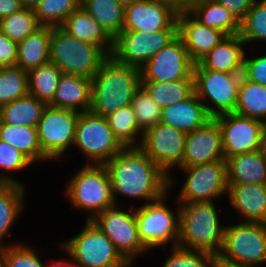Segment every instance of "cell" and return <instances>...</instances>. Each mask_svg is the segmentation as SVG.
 <instances>
[{
	"mask_svg": "<svg viewBox=\"0 0 266 267\" xmlns=\"http://www.w3.org/2000/svg\"><path fill=\"white\" fill-rule=\"evenodd\" d=\"M105 166L115 205L122 206L121 200L126 198L132 202L130 206L136 207L134 200L142 201L141 206L169 192V177L139 147L124 148Z\"/></svg>",
	"mask_w": 266,
	"mask_h": 267,
	"instance_id": "cell-1",
	"label": "cell"
},
{
	"mask_svg": "<svg viewBox=\"0 0 266 267\" xmlns=\"http://www.w3.org/2000/svg\"><path fill=\"white\" fill-rule=\"evenodd\" d=\"M141 86L140 69L108 56L92 77L90 111L103 117L132 103Z\"/></svg>",
	"mask_w": 266,
	"mask_h": 267,
	"instance_id": "cell-2",
	"label": "cell"
},
{
	"mask_svg": "<svg viewBox=\"0 0 266 267\" xmlns=\"http://www.w3.org/2000/svg\"><path fill=\"white\" fill-rule=\"evenodd\" d=\"M219 206L218 201L179 204L177 246L218 256L223 246L226 226L221 217L225 213L219 211Z\"/></svg>",
	"mask_w": 266,
	"mask_h": 267,
	"instance_id": "cell-3",
	"label": "cell"
},
{
	"mask_svg": "<svg viewBox=\"0 0 266 267\" xmlns=\"http://www.w3.org/2000/svg\"><path fill=\"white\" fill-rule=\"evenodd\" d=\"M79 164L77 171L65 180L62 194L63 199L71 204V209L83 212L85 220L90 221L115 206L111 179L105 165Z\"/></svg>",
	"mask_w": 266,
	"mask_h": 267,
	"instance_id": "cell-4",
	"label": "cell"
},
{
	"mask_svg": "<svg viewBox=\"0 0 266 267\" xmlns=\"http://www.w3.org/2000/svg\"><path fill=\"white\" fill-rule=\"evenodd\" d=\"M170 195L169 191L156 201L135 207L139 238L151 253L156 248H169L178 244L179 203L176 198L170 200ZM170 201L174 202L175 208L170 207Z\"/></svg>",
	"mask_w": 266,
	"mask_h": 267,
	"instance_id": "cell-5",
	"label": "cell"
},
{
	"mask_svg": "<svg viewBox=\"0 0 266 267\" xmlns=\"http://www.w3.org/2000/svg\"><path fill=\"white\" fill-rule=\"evenodd\" d=\"M83 222L76 235L59 240L77 267H132L92 220Z\"/></svg>",
	"mask_w": 266,
	"mask_h": 267,
	"instance_id": "cell-6",
	"label": "cell"
},
{
	"mask_svg": "<svg viewBox=\"0 0 266 267\" xmlns=\"http://www.w3.org/2000/svg\"><path fill=\"white\" fill-rule=\"evenodd\" d=\"M49 56L50 62L62 73L89 79H92L101 63L108 57L98 46L69 35L61 27H52Z\"/></svg>",
	"mask_w": 266,
	"mask_h": 267,
	"instance_id": "cell-7",
	"label": "cell"
},
{
	"mask_svg": "<svg viewBox=\"0 0 266 267\" xmlns=\"http://www.w3.org/2000/svg\"><path fill=\"white\" fill-rule=\"evenodd\" d=\"M235 222L225 223L223 246L217 257L240 266H266V224Z\"/></svg>",
	"mask_w": 266,
	"mask_h": 267,
	"instance_id": "cell-8",
	"label": "cell"
},
{
	"mask_svg": "<svg viewBox=\"0 0 266 267\" xmlns=\"http://www.w3.org/2000/svg\"><path fill=\"white\" fill-rule=\"evenodd\" d=\"M124 148L106 117L91 111L79 113L73 149L86 158L83 164L105 165Z\"/></svg>",
	"mask_w": 266,
	"mask_h": 267,
	"instance_id": "cell-9",
	"label": "cell"
},
{
	"mask_svg": "<svg viewBox=\"0 0 266 267\" xmlns=\"http://www.w3.org/2000/svg\"><path fill=\"white\" fill-rule=\"evenodd\" d=\"M184 173L182 184L177 191L176 201L179 204L221 201L227 199L228 179L226 161L219 160L193 167L177 169ZM184 182V183H183Z\"/></svg>",
	"mask_w": 266,
	"mask_h": 267,
	"instance_id": "cell-10",
	"label": "cell"
},
{
	"mask_svg": "<svg viewBox=\"0 0 266 267\" xmlns=\"http://www.w3.org/2000/svg\"><path fill=\"white\" fill-rule=\"evenodd\" d=\"M92 221L132 267L137 265L138 258L140 260L142 255L150 253L138 235L135 207L115 205L99 213Z\"/></svg>",
	"mask_w": 266,
	"mask_h": 267,
	"instance_id": "cell-11",
	"label": "cell"
},
{
	"mask_svg": "<svg viewBox=\"0 0 266 267\" xmlns=\"http://www.w3.org/2000/svg\"><path fill=\"white\" fill-rule=\"evenodd\" d=\"M241 77L242 73L212 71L194 63V93L212 118L235 111Z\"/></svg>",
	"mask_w": 266,
	"mask_h": 267,
	"instance_id": "cell-12",
	"label": "cell"
},
{
	"mask_svg": "<svg viewBox=\"0 0 266 267\" xmlns=\"http://www.w3.org/2000/svg\"><path fill=\"white\" fill-rule=\"evenodd\" d=\"M184 131L158 123L143 133L139 148L169 177V191L178 187L175 173L183 162L185 137ZM174 170V171H173ZM174 176V177H173Z\"/></svg>",
	"mask_w": 266,
	"mask_h": 267,
	"instance_id": "cell-13",
	"label": "cell"
},
{
	"mask_svg": "<svg viewBox=\"0 0 266 267\" xmlns=\"http://www.w3.org/2000/svg\"><path fill=\"white\" fill-rule=\"evenodd\" d=\"M78 116L79 112L70 109L45 108L37 125V134L42 152L52 163L64 160L73 151Z\"/></svg>",
	"mask_w": 266,
	"mask_h": 267,
	"instance_id": "cell-14",
	"label": "cell"
},
{
	"mask_svg": "<svg viewBox=\"0 0 266 267\" xmlns=\"http://www.w3.org/2000/svg\"><path fill=\"white\" fill-rule=\"evenodd\" d=\"M178 36V29L157 32L122 31L113 40L111 56L119 63L142 67Z\"/></svg>",
	"mask_w": 266,
	"mask_h": 267,
	"instance_id": "cell-15",
	"label": "cell"
},
{
	"mask_svg": "<svg viewBox=\"0 0 266 267\" xmlns=\"http://www.w3.org/2000/svg\"><path fill=\"white\" fill-rule=\"evenodd\" d=\"M222 132L225 160L238 154L261 150L265 123L239 114L226 113L214 117Z\"/></svg>",
	"mask_w": 266,
	"mask_h": 267,
	"instance_id": "cell-16",
	"label": "cell"
},
{
	"mask_svg": "<svg viewBox=\"0 0 266 267\" xmlns=\"http://www.w3.org/2000/svg\"><path fill=\"white\" fill-rule=\"evenodd\" d=\"M180 7L172 0H135L125 6L123 31L157 32L178 29Z\"/></svg>",
	"mask_w": 266,
	"mask_h": 267,
	"instance_id": "cell-17",
	"label": "cell"
},
{
	"mask_svg": "<svg viewBox=\"0 0 266 267\" xmlns=\"http://www.w3.org/2000/svg\"><path fill=\"white\" fill-rule=\"evenodd\" d=\"M193 67L183 40L177 36L139 69L141 81L171 82L188 79Z\"/></svg>",
	"mask_w": 266,
	"mask_h": 267,
	"instance_id": "cell-18",
	"label": "cell"
},
{
	"mask_svg": "<svg viewBox=\"0 0 266 267\" xmlns=\"http://www.w3.org/2000/svg\"><path fill=\"white\" fill-rule=\"evenodd\" d=\"M219 160H225L222 132L217 121L212 118L204 126L186 134L181 167H193Z\"/></svg>",
	"mask_w": 266,
	"mask_h": 267,
	"instance_id": "cell-19",
	"label": "cell"
},
{
	"mask_svg": "<svg viewBox=\"0 0 266 267\" xmlns=\"http://www.w3.org/2000/svg\"><path fill=\"white\" fill-rule=\"evenodd\" d=\"M178 36L183 40L190 59L197 63L227 35L197 21L185 8L177 15Z\"/></svg>",
	"mask_w": 266,
	"mask_h": 267,
	"instance_id": "cell-20",
	"label": "cell"
},
{
	"mask_svg": "<svg viewBox=\"0 0 266 267\" xmlns=\"http://www.w3.org/2000/svg\"><path fill=\"white\" fill-rule=\"evenodd\" d=\"M228 208L236 211V221L266 224V184H228ZM239 216V217H238ZM238 217V218H237Z\"/></svg>",
	"mask_w": 266,
	"mask_h": 267,
	"instance_id": "cell-21",
	"label": "cell"
},
{
	"mask_svg": "<svg viewBox=\"0 0 266 267\" xmlns=\"http://www.w3.org/2000/svg\"><path fill=\"white\" fill-rule=\"evenodd\" d=\"M27 188L16 183H0V243L4 245L22 242L18 239L14 242L10 237L17 221L22 220L19 217H23L27 208Z\"/></svg>",
	"mask_w": 266,
	"mask_h": 267,
	"instance_id": "cell-22",
	"label": "cell"
},
{
	"mask_svg": "<svg viewBox=\"0 0 266 267\" xmlns=\"http://www.w3.org/2000/svg\"><path fill=\"white\" fill-rule=\"evenodd\" d=\"M211 119L203 102L193 92L187 99L162 108L160 122L188 133Z\"/></svg>",
	"mask_w": 266,
	"mask_h": 267,
	"instance_id": "cell-23",
	"label": "cell"
},
{
	"mask_svg": "<svg viewBox=\"0 0 266 267\" xmlns=\"http://www.w3.org/2000/svg\"><path fill=\"white\" fill-rule=\"evenodd\" d=\"M247 46L239 34L226 36L197 63L203 69L227 73H243Z\"/></svg>",
	"mask_w": 266,
	"mask_h": 267,
	"instance_id": "cell-24",
	"label": "cell"
},
{
	"mask_svg": "<svg viewBox=\"0 0 266 267\" xmlns=\"http://www.w3.org/2000/svg\"><path fill=\"white\" fill-rule=\"evenodd\" d=\"M92 79L62 73L52 103L54 108L70 109L79 113L90 111Z\"/></svg>",
	"mask_w": 266,
	"mask_h": 267,
	"instance_id": "cell-25",
	"label": "cell"
},
{
	"mask_svg": "<svg viewBox=\"0 0 266 267\" xmlns=\"http://www.w3.org/2000/svg\"><path fill=\"white\" fill-rule=\"evenodd\" d=\"M61 28L83 42L98 46L107 56H111L113 39L81 6L65 20Z\"/></svg>",
	"mask_w": 266,
	"mask_h": 267,
	"instance_id": "cell-26",
	"label": "cell"
},
{
	"mask_svg": "<svg viewBox=\"0 0 266 267\" xmlns=\"http://www.w3.org/2000/svg\"><path fill=\"white\" fill-rule=\"evenodd\" d=\"M197 21L227 36L239 34L240 21L215 0H191L184 7Z\"/></svg>",
	"mask_w": 266,
	"mask_h": 267,
	"instance_id": "cell-27",
	"label": "cell"
},
{
	"mask_svg": "<svg viewBox=\"0 0 266 267\" xmlns=\"http://www.w3.org/2000/svg\"><path fill=\"white\" fill-rule=\"evenodd\" d=\"M225 161L228 184H266V161L261 150L234 155Z\"/></svg>",
	"mask_w": 266,
	"mask_h": 267,
	"instance_id": "cell-28",
	"label": "cell"
},
{
	"mask_svg": "<svg viewBox=\"0 0 266 267\" xmlns=\"http://www.w3.org/2000/svg\"><path fill=\"white\" fill-rule=\"evenodd\" d=\"M52 27L41 26L17 43L16 66L28 72L50 62L49 41Z\"/></svg>",
	"mask_w": 266,
	"mask_h": 267,
	"instance_id": "cell-29",
	"label": "cell"
},
{
	"mask_svg": "<svg viewBox=\"0 0 266 267\" xmlns=\"http://www.w3.org/2000/svg\"><path fill=\"white\" fill-rule=\"evenodd\" d=\"M0 140L21 151L35 165L51 162L39 145L37 127L0 123Z\"/></svg>",
	"mask_w": 266,
	"mask_h": 267,
	"instance_id": "cell-30",
	"label": "cell"
},
{
	"mask_svg": "<svg viewBox=\"0 0 266 267\" xmlns=\"http://www.w3.org/2000/svg\"><path fill=\"white\" fill-rule=\"evenodd\" d=\"M81 7L91 15L114 40L125 22V6L115 0H81Z\"/></svg>",
	"mask_w": 266,
	"mask_h": 267,
	"instance_id": "cell-31",
	"label": "cell"
},
{
	"mask_svg": "<svg viewBox=\"0 0 266 267\" xmlns=\"http://www.w3.org/2000/svg\"><path fill=\"white\" fill-rule=\"evenodd\" d=\"M47 105L28 94L0 107V123L37 127Z\"/></svg>",
	"mask_w": 266,
	"mask_h": 267,
	"instance_id": "cell-32",
	"label": "cell"
},
{
	"mask_svg": "<svg viewBox=\"0 0 266 267\" xmlns=\"http://www.w3.org/2000/svg\"><path fill=\"white\" fill-rule=\"evenodd\" d=\"M234 112L266 123V86L252 82L242 75Z\"/></svg>",
	"mask_w": 266,
	"mask_h": 267,
	"instance_id": "cell-33",
	"label": "cell"
},
{
	"mask_svg": "<svg viewBox=\"0 0 266 267\" xmlns=\"http://www.w3.org/2000/svg\"><path fill=\"white\" fill-rule=\"evenodd\" d=\"M152 100L164 108L171 104L187 99L194 92L193 74L188 79L165 81H141Z\"/></svg>",
	"mask_w": 266,
	"mask_h": 267,
	"instance_id": "cell-34",
	"label": "cell"
},
{
	"mask_svg": "<svg viewBox=\"0 0 266 267\" xmlns=\"http://www.w3.org/2000/svg\"><path fill=\"white\" fill-rule=\"evenodd\" d=\"M62 72L51 62L27 72L29 94L49 106L54 98Z\"/></svg>",
	"mask_w": 266,
	"mask_h": 267,
	"instance_id": "cell-35",
	"label": "cell"
},
{
	"mask_svg": "<svg viewBox=\"0 0 266 267\" xmlns=\"http://www.w3.org/2000/svg\"><path fill=\"white\" fill-rule=\"evenodd\" d=\"M106 119L115 137L125 148L140 146L143 132L138 126L131 105L121 107L106 116Z\"/></svg>",
	"mask_w": 266,
	"mask_h": 267,
	"instance_id": "cell-36",
	"label": "cell"
},
{
	"mask_svg": "<svg viewBox=\"0 0 266 267\" xmlns=\"http://www.w3.org/2000/svg\"><path fill=\"white\" fill-rule=\"evenodd\" d=\"M239 36L247 48L254 47L255 44L263 47V43L266 44V0L254 1L251 9L240 21Z\"/></svg>",
	"mask_w": 266,
	"mask_h": 267,
	"instance_id": "cell-37",
	"label": "cell"
},
{
	"mask_svg": "<svg viewBox=\"0 0 266 267\" xmlns=\"http://www.w3.org/2000/svg\"><path fill=\"white\" fill-rule=\"evenodd\" d=\"M32 166L37 165L21 151L0 140V183H16L28 187L25 182H22L23 180L15 176V173H18L19 177L24 170L28 171V168Z\"/></svg>",
	"mask_w": 266,
	"mask_h": 267,
	"instance_id": "cell-38",
	"label": "cell"
},
{
	"mask_svg": "<svg viewBox=\"0 0 266 267\" xmlns=\"http://www.w3.org/2000/svg\"><path fill=\"white\" fill-rule=\"evenodd\" d=\"M29 94L27 72L17 66L0 71V107Z\"/></svg>",
	"mask_w": 266,
	"mask_h": 267,
	"instance_id": "cell-39",
	"label": "cell"
},
{
	"mask_svg": "<svg viewBox=\"0 0 266 267\" xmlns=\"http://www.w3.org/2000/svg\"><path fill=\"white\" fill-rule=\"evenodd\" d=\"M80 6L81 0H43L36 7L35 15L41 26L61 27Z\"/></svg>",
	"mask_w": 266,
	"mask_h": 267,
	"instance_id": "cell-40",
	"label": "cell"
},
{
	"mask_svg": "<svg viewBox=\"0 0 266 267\" xmlns=\"http://www.w3.org/2000/svg\"><path fill=\"white\" fill-rule=\"evenodd\" d=\"M40 27L34 9L23 8L0 20V31L17 43Z\"/></svg>",
	"mask_w": 266,
	"mask_h": 267,
	"instance_id": "cell-41",
	"label": "cell"
},
{
	"mask_svg": "<svg viewBox=\"0 0 266 267\" xmlns=\"http://www.w3.org/2000/svg\"><path fill=\"white\" fill-rule=\"evenodd\" d=\"M131 107L143 133L160 123L162 108L152 100L142 86L135 91Z\"/></svg>",
	"mask_w": 266,
	"mask_h": 267,
	"instance_id": "cell-42",
	"label": "cell"
},
{
	"mask_svg": "<svg viewBox=\"0 0 266 267\" xmlns=\"http://www.w3.org/2000/svg\"><path fill=\"white\" fill-rule=\"evenodd\" d=\"M167 250L162 267H211L214 256L208 252L186 249L180 246L162 248Z\"/></svg>",
	"mask_w": 266,
	"mask_h": 267,
	"instance_id": "cell-43",
	"label": "cell"
},
{
	"mask_svg": "<svg viewBox=\"0 0 266 267\" xmlns=\"http://www.w3.org/2000/svg\"><path fill=\"white\" fill-rule=\"evenodd\" d=\"M36 248L32 244L23 242V240L16 244L6 245L5 267H46L47 261H43Z\"/></svg>",
	"mask_w": 266,
	"mask_h": 267,
	"instance_id": "cell-44",
	"label": "cell"
},
{
	"mask_svg": "<svg viewBox=\"0 0 266 267\" xmlns=\"http://www.w3.org/2000/svg\"><path fill=\"white\" fill-rule=\"evenodd\" d=\"M255 47H258L259 49L256 48L251 50L247 48L246 50L242 75L252 82L266 86V49L263 50V52L259 46ZM254 50H259V52L256 51L255 53Z\"/></svg>",
	"mask_w": 266,
	"mask_h": 267,
	"instance_id": "cell-45",
	"label": "cell"
},
{
	"mask_svg": "<svg viewBox=\"0 0 266 267\" xmlns=\"http://www.w3.org/2000/svg\"><path fill=\"white\" fill-rule=\"evenodd\" d=\"M0 59L6 66H16L17 42L0 31Z\"/></svg>",
	"mask_w": 266,
	"mask_h": 267,
	"instance_id": "cell-46",
	"label": "cell"
},
{
	"mask_svg": "<svg viewBox=\"0 0 266 267\" xmlns=\"http://www.w3.org/2000/svg\"><path fill=\"white\" fill-rule=\"evenodd\" d=\"M229 12H231L239 21H241L247 12L251 9L255 0H215Z\"/></svg>",
	"mask_w": 266,
	"mask_h": 267,
	"instance_id": "cell-47",
	"label": "cell"
},
{
	"mask_svg": "<svg viewBox=\"0 0 266 267\" xmlns=\"http://www.w3.org/2000/svg\"><path fill=\"white\" fill-rule=\"evenodd\" d=\"M20 0H0V20L23 9Z\"/></svg>",
	"mask_w": 266,
	"mask_h": 267,
	"instance_id": "cell-48",
	"label": "cell"
},
{
	"mask_svg": "<svg viewBox=\"0 0 266 267\" xmlns=\"http://www.w3.org/2000/svg\"><path fill=\"white\" fill-rule=\"evenodd\" d=\"M58 245V250L60 249V252L61 253H64V255L63 256H65V257H68V258H66L65 260L62 258H60V260H57V259H55L54 260V257L53 258H51L50 257V259L48 260V262L46 263V267H77L75 264H74V262H73V260L71 259V257L59 246V243L57 242V244H56V246ZM53 259V260H52Z\"/></svg>",
	"mask_w": 266,
	"mask_h": 267,
	"instance_id": "cell-49",
	"label": "cell"
},
{
	"mask_svg": "<svg viewBox=\"0 0 266 267\" xmlns=\"http://www.w3.org/2000/svg\"><path fill=\"white\" fill-rule=\"evenodd\" d=\"M211 267H246V266H240V265H235L231 263H227L221 259H219L217 256L214 257L212 266Z\"/></svg>",
	"mask_w": 266,
	"mask_h": 267,
	"instance_id": "cell-50",
	"label": "cell"
},
{
	"mask_svg": "<svg viewBox=\"0 0 266 267\" xmlns=\"http://www.w3.org/2000/svg\"><path fill=\"white\" fill-rule=\"evenodd\" d=\"M43 0H20L22 6L28 9H36Z\"/></svg>",
	"mask_w": 266,
	"mask_h": 267,
	"instance_id": "cell-51",
	"label": "cell"
},
{
	"mask_svg": "<svg viewBox=\"0 0 266 267\" xmlns=\"http://www.w3.org/2000/svg\"><path fill=\"white\" fill-rule=\"evenodd\" d=\"M6 245L0 243V267H5L4 252Z\"/></svg>",
	"mask_w": 266,
	"mask_h": 267,
	"instance_id": "cell-52",
	"label": "cell"
},
{
	"mask_svg": "<svg viewBox=\"0 0 266 267\" xmlns=\"http://www.w3.org/2000/svg\"><path fill=\"white\" fill-rule=\"evenodd\" d=\"M261 152L263 153L264 159L266 161V132L264 133L262 144H261Z\"/></svg>",
	"mask_w": 266,
	"mask_h": 267,
	"instance_id": "cell-53",
	"label": "cell"
},
{
	"mask_svg": "<svg viewBox=\"0 0 266 267\" xmlns=\"http://www.w3.org/2000/svg\"><path fill=\"white\" fill-rule=\"evenodd\" d=\"M175 2L180 8H184L191 0H172Z\"/></svg>",
	"mask_w": 266,
	"mask_h": 267,
	"instance_id": "cell-54",
	"label": "cell"
},
{
	"mask_svg": "<svg viewBox=\"0 0 266 267\" xmlns=\"http://www.w3.org/2000/svg\"><path fill=\"white\" fill-rule=\"evenodd\" d=\"M115 1H117L118 3H121L124 6H127L131 4L132 2H134L135 0H115Z\"/></svg>",
	"mask_w": 266,
	"mask_h": 267,
	"instance_id": "cell-55",
	"label": "cell"
},
{
	"mask_svg": "<svg viewBox=\"0 0 266 267\" xmlns=\"http://www.w3.org/2000/svg\"><path fill=\"white\" fill-rule=\"evenodd\" d=\"M7 66L2 62V60L0 59V71L4 68H6Z\"/></svg>",
	"mask_w": 266,
	"mask_h": 267,
	"instance_id": "cell-56",
	"label": "cell"
}]
</instances>
